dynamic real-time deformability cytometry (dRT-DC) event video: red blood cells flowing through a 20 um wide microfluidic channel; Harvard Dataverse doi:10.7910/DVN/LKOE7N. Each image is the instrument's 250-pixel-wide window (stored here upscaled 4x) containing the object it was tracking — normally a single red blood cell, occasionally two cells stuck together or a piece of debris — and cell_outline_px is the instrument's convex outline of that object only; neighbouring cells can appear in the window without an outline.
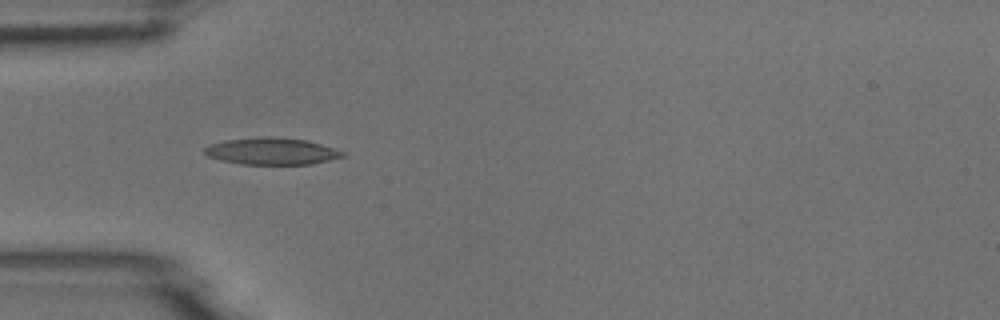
{"species": "common noctule bat (a hibernating species)", "species_latin": "Nyctalus noctula", "temperature_condition": "room temperature", "stored_images_in_passage": 6, "camera_frame_rate_fps": 3000, "um_per_image_px": 0.085, "animal": {"sex": "male", "body_mass_g": 18.8}, "frame": {"image": 1, "passage_image": 5, "time_ms": 1.333, "image_size_px": [1000, 320], "cell_outline_px": [[348, 156], [312, 164], [240, 164], [220, 160], [208, 156], [204, 152], [204, 148], [212, 144], [224, 140], [268, 136], [272, 136], [308, 140], [348, 152]], "centroid_in_image_um": [23.17, 12.85], "position_along_channel_um": 61.8, "area_um2": 21.85}}